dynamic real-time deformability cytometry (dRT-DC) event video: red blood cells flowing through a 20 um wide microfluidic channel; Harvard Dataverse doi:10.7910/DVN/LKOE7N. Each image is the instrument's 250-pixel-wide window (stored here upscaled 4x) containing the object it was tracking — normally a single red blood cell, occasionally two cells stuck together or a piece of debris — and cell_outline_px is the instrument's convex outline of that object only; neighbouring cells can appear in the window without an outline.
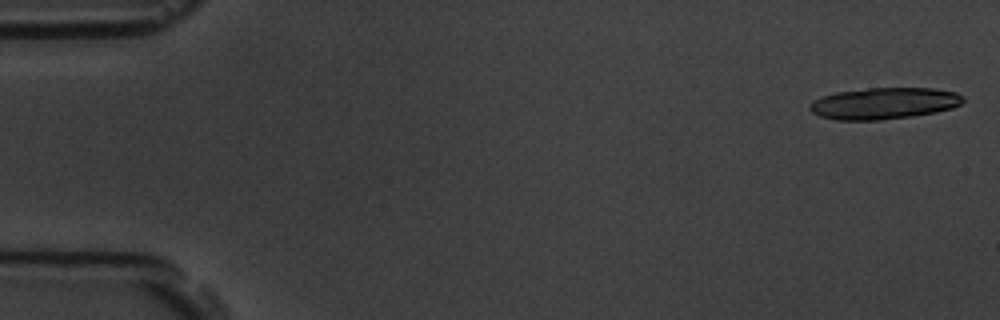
{"species": "common noctule bat (a hibernating species)", "species_latin": "Nyctalus noctula", "temperature_condition": "room temperature", "stored_images_in_passage": 7, "camera_frame_rate_fps": 3000, "um_per_image_px": 0.085, "animal": {"sex": "male", "body_mass_g": 19.5, "forearm_length_mm": 54.6}, "frame": {"image": 1, "passage_image": 1, "time_ms": 0.0, "image_size_px": [1000, 320], "cell_outline_px": [[964, 100], [960, 104], [952, 108], [936, 112], [912, 116], [880, 120], [836, 120], [820, 116], [812, 112], [808, 108], [816, 100], [824, 96], [836, 92], [868, 88], [932, 88], [956, 92], [964, 96]], "centroid_in_image_um": [75.18, 8.79], "position_along_channel_um": 9.8, "area_um2": 28.03}}
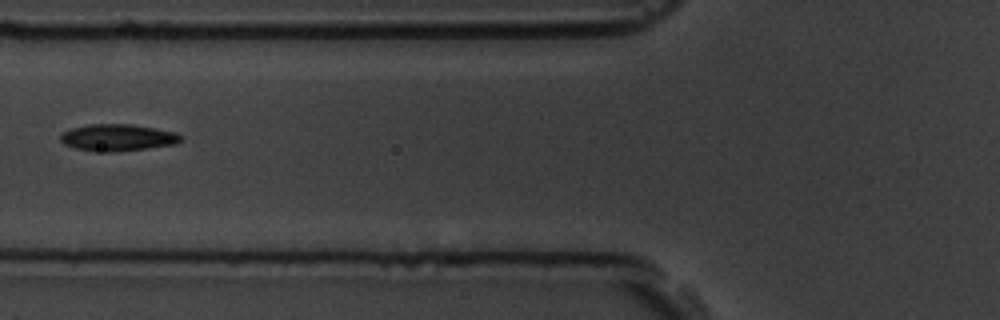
{"frame": {"image": 2, "passage_image": 6, "time_ms": 6.667, "image_size_px": [1000, 320], "cell_outline_px": [[184, 136], [176, 144], [148, 148], [116, 152], [108, 152], [76, 148], [64, 144], [60, 140], [60, 136], [64, 132], [72, 128], [88, 124], [132, 124], [176, 132]], "centroid_in_image_um": [10.03, 11.69], "position_along_channel_um": 115.8, "area_um2": 18.73}}
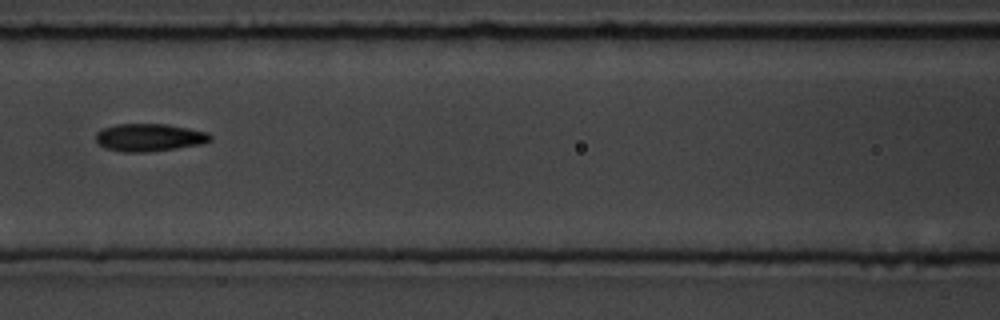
{"frame": {"image": 3, "passage_image": 7, "time_ms": 7.667, "image_size_px": [1000, 320], "cell_outline_px": [[212, 140], [204, 144], [148, 152], [124, 152], [104, 148], [96, 140], [96, 132], [104, 128], [116, 124], [168, 124], [208, 132], [212, 136]], "centroid_in_image_um": [12.72, 11.68], "position_along_channel_um": 153.9, "area_um2": 18.55}}